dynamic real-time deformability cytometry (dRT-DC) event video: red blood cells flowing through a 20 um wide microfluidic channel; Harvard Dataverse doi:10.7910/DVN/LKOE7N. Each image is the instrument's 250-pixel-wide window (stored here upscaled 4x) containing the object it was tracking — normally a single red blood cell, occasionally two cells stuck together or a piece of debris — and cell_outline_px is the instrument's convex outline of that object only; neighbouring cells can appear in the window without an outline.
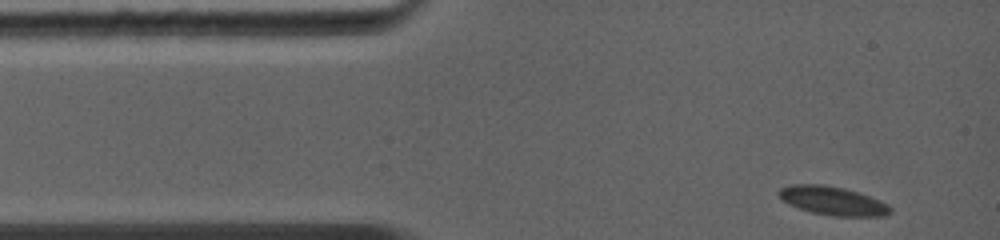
{"species": "common noctule bat (a hibernating species)", "species_latin": "Nyctalus noctula", "temperature_condition": "warm", "stored_images_in_passage": 32, "camera_frame_rate_fps": 5000, "um_per_image_px": 0.085, "animal": {"sex": "female", "body_mass_g": 19.0, "forearm_length_mm": 56.7}, "frame": {"image": 1, "passage_image": 1, "time_ms": 0.0, "image_size_px": [1000, 240], "cell_outline_px": [[892, 212], [884, 216], [832, 216], [812, 212], [788, 204], [780, 196], [780, 188], [792, 184], [824, 184], [844, 188], [880, 200], [888, 204], [892, 208]], "centroid_in_image_um": [70.82, 17.07], "position_along_channel_um": 14.2, "area_um2": 18.44}}
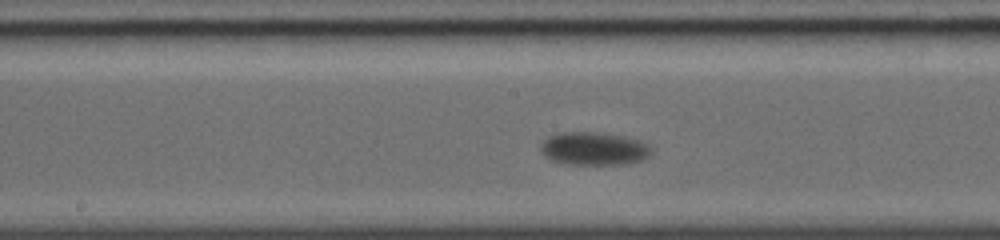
{"frame": {"image": 2, "passage_image": 16, "time_ms": 6.0, "image_size_px": [1000, 240], "cell_outline_px": [[652, 152], [648, 156], [640, 160], [620, 164], [564, 164], [552, 160], [544, 156], [540, 148], [540, 144], [548, 136], [560, 132], [596, 132], [624, 136], [640, 140], [648, 144], [652, 148]], "centroid_in_image_um": [50.45, 12.62], "position_along_channel_um": 197.7, "area_um2": 21.39}}
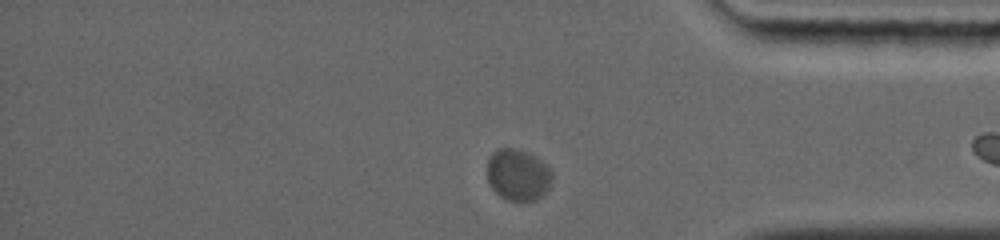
{"frame": {"image": 3, "passage_image": 29, "time_ms": 11.2, "image_size_px": [1000, 240], "cell_outline_px": [[552, 184], [536, 200], [508, 200], [500, 196], [492, 188], [488, 180], [488, 156], [496, 148], [516, 148], [528, 152], [548, 164], [552, 172]], "centroid_in_image_um": [44.04, 14.82], "position_along_channel_um": 391.2, "area_um2": 19.65}, "authors_computed_cell_mechanics": {"area_um2": 19.5364, "velocity_mm_per_s": 3.9503, "shape_relaxation_time_tau1_ms": 3.4832, "shape_relaxation_time_tau2_ms": null, "deformation_change_tau1": 0.0887, "deformation_change_tau2": null}}